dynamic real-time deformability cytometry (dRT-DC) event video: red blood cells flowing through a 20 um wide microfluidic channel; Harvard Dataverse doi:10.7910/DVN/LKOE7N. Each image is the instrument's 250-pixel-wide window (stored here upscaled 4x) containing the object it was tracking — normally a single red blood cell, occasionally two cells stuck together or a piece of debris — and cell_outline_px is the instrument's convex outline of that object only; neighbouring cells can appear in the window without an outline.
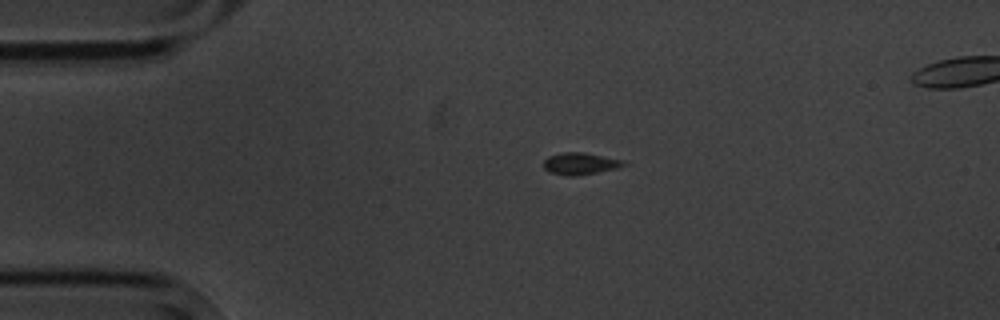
{"species": "common noctule bat (a hibernating species)", "species_latin": "Nyctalus noctula", "temperature_condition": "cold", "stored_images_in_passage": 6, "camera_frame_rate_fps": 3000, "um_per_image_px": 0.085, "animal": {"sex": "male", "body_mass_g": 20.1, "forearm_length_mm": 53.5}, "frame": {"image": 1, "passage_image": 4, "time_ms": 3.667, "image_size_px": [1000, 320], "cell_outline_px": [[628, 164], [616, 168], [576, 176], [564, 176], [548, 172], [544, 168], [544, 160], [548, 156], [564, 152], [584, 152], [620, 160]], "centroid_in_image_um": [49.25, 13.91], "position_along_channel_um": 35.8, "area_um2": 10.12}}